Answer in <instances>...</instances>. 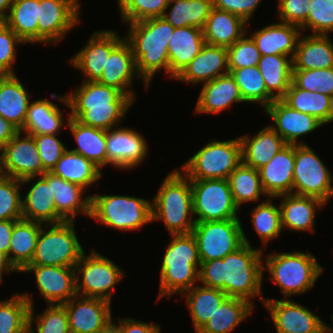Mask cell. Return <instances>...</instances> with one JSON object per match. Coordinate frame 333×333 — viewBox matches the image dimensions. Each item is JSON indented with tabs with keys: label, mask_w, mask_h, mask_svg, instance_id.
<instances>
[{
	"label": "cell",
	"mask_w": 333,
	"mask_h": 333,
	"mask_svg": "<svg viewBox=\"0 0 333 333\" xmlns=\"http://www.w3.org/2000/svg\"><path fill=\"white\" fill-rule=\"evenodd\" d=\"M295 145L287 144L266 165L258 169L263 190L268 197L292 194Z\"/></svg>",
	"instance_id": "24"
},
{
	"label": "cell",
	"mask_w": 333,
	"mask_h": 333,
	"mask_svg": "<svg viewBox=\"0 0 333 333\" xmlns=\"http://www.w3.org/2000/svg\"><path fill=\"white\" fill-rule=\"evenodd\" d=\"M25 44L5 23L0 22V75H15L16 45Z\"/></svg>",
	"instance_id": "55"
},
{
	"label": "cell",
	"mask_w": 333,
	"mask_h": 333,
	"mask_svg": "<svg viewBox=\"0 0 333 333\" xmlns=\"http://www.w3.org/2000/svg\"><path fill=\"white\" fill-rule=\"evenodd\" d=\"M312 0H278L277 9L281 22L298 26L302 33L306 30V19Z\"/></svg>",
	"instance_id": "57"
},
{
	"label": "cell",
	"mask_w": 333,
	"mask_h": 333,
	"mask_svg": "<svg viewBox=\"0 0 333 333\" xmlns=\"http://www.w3.org/2000/svg\"><path fill=\"white\" fill-rule=\"evenodd\" d=\"M62 179L87 189L100 180L103 172L82 155L67 149L50 171Z\"/></svg>",
	"instance_id": "40"
},
{
	"label": "cell",
	"mask_w": 333,
	"mask_h": 333,
	"mask_svg": "<svg viewBox=\"0 0 333 333\" xmlns=\"http://www.w3.org/2000/svg\"><path fill=\"white\" fill-rule=\"evenodd\" d=\"M195 222L239 219L227 179L191 180Z\"/></svg>",
	"instance_id": "13"
},
{
	"label": "cell",
	"mask_w": 333,
	"mask_h": 333,
	"mask_svg": "<svg viewBox=\"0 0 333 333\" xmlns=\"http://www.w3.org/2000/svg\"><path fill=\"white\" fill-rule=\"evenodd\" d=\"M261 0H213V7L241 17L249 24Z\"/></svg>",
	"instance_id": "58"
},
{
	"label": "cell",
	"mask_w": 333,
	"mask_h": 333,
	"mask_svg": "<svg viewBox=\"0 0 333 333\" xmlns=\"http://www.w3.org/2000/svg\"><path fill=\"white\" fill-rule=\"evenodd\" d=\"M21 187L19 179L0 175V220L22 219Z\"/></svg>",
	"instance_id": "51"
},
{
	"label": "cell",
	"mask_w": 333,
	"mask_h": 333,
	"mask_svg": "<svg viewBox=\"0 0 333 333\" xmlns=\"http://www.w3.org/2000/svg\"><path fill=\"white\" fill-rule=\"evenodd\" d=\"M147 154L148 144L138 131L126 127L106 130L107 165L130 170L145 161Z\"/></svg>",
	"instance_id": "17"
},
{
	"label": "cell",
	"mask_w": 333,
	"mask_h": 333,
	"mask_svg": "<svg viewBox=\"0 0 333 333\" xmlns=\"http://www.w3.org/2000/svg\"><path fill=\"white\" fill-rule=\"evenodd\" d=\"M111 303L102 298L76 295L65 306L70 333H101L111 319Z\"/></svg>",
	"instance_id": "20"
},
{
	"label": "cell",
	"mask_w": 333,
	"mask_h": 333,
	"mask_svg": "<svg viewBox=\"0 0 333 333\" xmlns=\"http://www.w3.org/2000/svg\"><path fill=\"white\" fill-rule=\"evenodd\" d=\"M67 118V127L77 144V148L71 151L82 155L102 171L107 165L106 130L84 125L68 115Z\"/></svg>",
	"instance_id": "34"
},
{
	"label": "cell",
	"mask_w": 333,
	"mask_h": 333,
	"mask_svg": "<svg viewBox=\"0 0 333 333\" xmlns=\"http://www.w3.org/2000/svg\"><path fill=\"white\" fill-rule=\"evenodd\" d=\"M330 169L308 144L295 145L292 194L313 196L327 204L333 197Z\"/></svg>",
	"instance_id": "12"
},
{
	"label": "cell",
	"mask_w": 333,
	"mask_h": 333,
	"mask_svg": "<svg viewBox=\"0 0 333 333\" xmlns=\"http://www.w3.org/2000/svg\"><path fill=\"white\" fill-rule=\"evenodd\" d=\"M39 0H14L5 23L25 44L38 43Z\"/></svg>",
	"instance_id": "44"
},
{
	"label": "cell",
	"mask_w": 333,
	"mask_h": 333,
	"mask_svg": "<svg viewBox=\"0 0 333 333\" xmlns=\"http://www.w3.org/2000/svg\"><path fill=\"white\" fill-rule=\"evenodd\" d=\"M247 25L241 17L213 7L203 28L205 43L228 48L249 33Z\"/></svg>",
	"instance_id": "32"
},
{
	"label": "cell",
	"mask_w": 333,
	"mask_h": 333,
	"mask_svg": "<svg viewBox=\"0 0 333 333\" xmlns=\"http://www.w3.org/2000/svg\"><path fill=\"white\" fill-rule=\"evenodd\" d=\"M134 77L141 79L136 71V62L131 46L124 39L110 53L103 68L102 76L97 82L113 87L135 101L134 91L130 89Z\"/></svg>",
	"instance_id": "23"
},
{
	"label": "cell",
	"mask_w": 333,
	"mask_h": 333,
	"mask_svg": "<svg viewBox=\"0 0 333 333\" xmlns=\"http://www.w3.org/2000/svg\"><path fill=\"white\" fill-rule=\"evenodd\" d=\"M90 217L113 229L135 231L152 223V202L125 195L91 194Z\"/></svg>",
	"instance_id": "7"
},
{
	"label": "cell",
	"mask_w": 333,
	"mask_h": 333,
	"mask_svg": "<svg viewBox=\"0 0 333 333\" xmlns=\"http://www.w3.org/2000/svg\"><path fill=\"white\" fill-rule=\"evenodd\" d=\"M152 202V221H163L170 235L191 233L193 196L191 180L181 170L169 172Z\"/></svg>",
	"instance_id": "4"
},
{
	"label": "cell",
	"mask_w": 333,
	"mask_h": 333,
	"mask_svg": "<svg viewBox=\"0 0 333 333\" xmlns=\"http://www.w3.org/2000/svg\"><path fill=\"white\" fill-rule=\"evenodd\" d=\"M277 333H327V323L310 309L290 299H264Z\"/></svg>",
	"instance_id": "16"
},
{
	"label": "cell",
	"mask_w": 333,
	"mask_h": 333,
	"mask_svg": "<svg viewBox=\"0 0 333 333\" xmlns=\"http://www.w3.org/2000/svg\"><path fill=\"white\" fill-rule=\"evenodd\" d=\"M279 204L283 229L297 232H314L317 210L326 205L321 199L313 196L283 194ZM283 200V201H282Z\"/></svg>",
	"instance_id": "26"
},
{
	"label": "cell",
	"mask_w": 333,
	"mask_h": 333,
	"mask_svg": "<svg viewBox=\"0 0 333 333\" xmlns=\"http://www.w3.org/2000/svg\"><path fill=\"white\" fill-rule=\"evenodd\" d=\"M63 116L54 102L48 99L35 100L29 104L21 131L28 134H58L62 127H67L68 119L65 122Z\"/></svg>",
	"instance_id": "38"
},
{
	"label": "cell",
	"mask_w": 333,
	"mask_h": 333,
	"mask_svg": "<svg viewBox=\"0 0 333 333\" xmlns=\"http://www.w3.org/2000/svg\"><path fill=\"white\" fill-rule=\"evenodd\" d=\"M235 204L240 207L244 203L256 202L263 195L260 174L257 169L245 165L243 162L227 178Z\"/></svg>",
	"instance_id": "45"
},
{
	"label": "cell",
	"mask_w": 333,
	"mask_h": 333,
	"mask_svg": "<svg viewBox=\"0 0 333 333\" xmlns=\"http://www.w3.org/2000/svg\"><path fill=\"white\" fill-rule=\"evenodd\" d=\"M228 73L227 48L205 44L200 53L175 80L189 84H201Z\"/></svg>",
	"instance_id": "25"
},
{
	"label": "cell",
	"mask_w": 333,
	"mask_h": 333,
	"mask_svg": "<svg viewBox=\"0 0 333 333\" xmlns=\"http://www.w3.org/2000/svg\"><path fill=\"white\" fill-rule=\"evenodd\" d=\"M23 272H33L37 288L47 304H63L76 294L75 267L28 265Z\"/></svg>",
	"instance_id": "22"
},
{
	"label": "cell",
	"mask_w": 333,
	"mask_h": 333,
	"mask_svg": "<svg viewBox=\"0 0 333 333\" xmlns=\"http://www.w3.org/2000/svg\"><path fill=\"white\" fill-rule=\"evenodd\" d=\"M160 269L158 300L183 294L199 281L200 259L192 233L172 234Z\"/></svg>",
	"instance_id": "5"
},
{
	"label": "cell",
	"mask_w": 333,
	"mask_h": 333,
	"mask_svg": "<svg viewBox=\"0 0 333 333\" xmlns=\"http://www.w3.org/2000/svg\"><path fill=\"white\" fill-rule=\"evenodd\" d=\"M85 253L75 265L76 294L111 302L113 289L125 276L122 268L97 250Z\"/></svg>",
	"instance_id": "10"
},
{
	"label": "cell",
	"mask_w": 333,
	"mask_h": 333,
	"mask_svg": "<svg viewBox=\"0 0 333 333\" xmlns=\"http://www.w3.org/2000/svg\"><path fill=\"white\" fill-rule=\"evenodd\" d=\"M19 130L0 115V149L5 146Z\"/></svg>",
	"instance_id": "61"
},
{
	"label": "cell",
	"mask_w": 333,
	"mask_h": 333,
	"mask_svg": "<svg viewBox=\"0 0 333 333\" xmlns=\"http://www.w3.org/2000/svg\"><path fill=\"white\" fill-rule=\"evenodd\" d=\"M297 111L315 116L324 125L333 122V98L320 92H311L290 84L281 98Z\"/></svg>",
	"instance_id": "39"
},
{
	"label": "cell",
	"mask_w": 333,
	"mask_h": 333,
	"mask_svg": "<svg viewBox=\"0 0 333 333\" xmlns=\"http://www.w3.org/2000/svg\"><path fill=\"white\" fill-rule=\"evenodd\" d=\"M42 160L43 168L51 171L63 153L67 150L64 143L57 138L58 134H31Z\"/></svg>",
	"instance_id": "56"
},
{
	"label": "cell",
	"mask_w": 333,
	"mask_h": 333,
	"mask_svg": "<svg viewBox=\"0 0 333 333\" xmlns=\"http://www.w3.org/2000/svg\"><path fill=\"white\" fill-rule=\"evenodd\" d=\"M34 300L28 293L0 301V333H28V316Z\"/></svg>",
	"instance_id": "46"
},
{
	"label": "cell",
	"mask_w": 333,
	"mask_h": 333,
	"mask_svg": "<svg viewBox=\"0 0 333 333\" xmlns=\"http://www.w3.org/2000/svg\"><path fill=\"white\" fill-rule=\"evenodd\" d=\"M302 34L298 26L285 22L269 24L251 33L261 56L285 55L293 59Z\"/></svg>",
	"instance_id": "27"
},
{
	"label": "cell",
	"mask_w": 333,
	"mask_h": 333,
	"mask_svg": "<svg viewBox=\"0 0 333 333\" xmlns=\"http://www.w3.org/2000/svg\"><path fill=\"white\" fill-rule=\"evenodd\" d=\"M236 102L245 103L235 79L228 73L203 83L195 112L217 114L231 108Z\"/></svg>",
	"instance_id": "28"
},
{
	"label": "cell",
	"mask_w": 333,
	"mask_h": 333,
	"mask_svg": "<svg viewBox=\"0 0 333 333\" xmlns=\"http://www.w3.org/2000/svg\"><path fill=\"white\" fill-rule=\"evenodd\" d=\"M85 189L52 173V192L57 214L64 221H74L79 214L90 217L91 197H83Z\"/></svg>",
	"instance_id": "35"
},
{
	"label": "cell",
	"mask_w": 333,
	"mask_h": 333,
	"mask_svg": "<svg viewBox=\"0 0 333 333\" xmlns=\"http://www.w3.org/2000/svg\"><path fill=\"white\" fill-rule=\"evenodd\" d=\"M267 91L275 98L281 99L292 83V58L285 55H264L257 65Z\"/></svg>",
	"instance_id": "42"
},
{
	"label": "cell",
	"mask_w": 333,
	"mask_h": 333,
	"mask_svg": "<svg viewBox=\"0 0 333 333\" xmlns=\"http://www.w3.org/2000/svg\"><path fill=\"white\" fill-rule=\"evenodd\" d=\"M2 281H3V278L0 276V283H2Z\"/></svg>",
	"instance_id": "66"
},
{
	"label": "cell",
	"mask_w": 333,
	"mask_h": 333,
	"mask_svg": "<svg viewBox=\"0 0 333 333\" xmlns=\"http://www.w3.org/2000/svg\"><path fill=\"white\" fill-rule=\"evenodd\" d=\"M28 90L15 75H0V115L19 131L24 127L30 104Z\"/></svg>",
	"instance_id": "30"
},
{
	"label": "cell",
	"mask_w": 333,
	"mask_h": 333,
	"mask_svg": "<svg viewBox=\"0 0 333 333\" xmlns=\"http://www.w3.org/2000/svg\"><path fill=\"white\" fill-rule=\"evenodd\" d=\"M244 244L223 259L201 262L199 281L201 285L221 289L228 297L250 299L262 296L263 249Z\"/></svg>",
	"instance_id": "1"
},
{
	"label": "cell",
	"mask_w": 333,
	"mask_h": 333,
	"mask_svg": "<svg viewBox=\"0 0 333 333\" xmlns=\"http://www.w3.org/2000/svg\"><path fill=\"white\" fill-rule=\"evenodd\" d=\"M242 163L240 138L211 140L199 149L187 162L182 172L190 180L227 179Z\"/></svg>",
	"instance_id": "8"
},
{
	"label": "cell",
	"mask_w": 333,
	"mask_h": 333,
	"mask_svg": "<svg viewBox=\"0 0 333 333\" xmlns=\"http://www.w3.org/2000/svg\"><path fill=\"white\" fill-rule=\"evenodd\" d=\"M203 29L175 28L168 44L169 78L175 79L205 45Z\"/></svg>",
	"instance_id": "29"
},
{
	"label": "cell",
	"mask_w": 333,
	"mask_h": 333,
	"mask_svg": "<svg viewBox=\"0 0 333 333\" xmlns=\"http://www.w3.org/2000/svg\"><path fill=\"white\" fill-rule=\"evenodd\" d=\"M119 324L114 323L113 318L105 324L101 333H121V318L119 319Z\"/></svg>",
	"instance_id": "64"
},
{
	"label": "cell",
	"mask_w": 333,
	"mask_h": 333,
	"mask_svg": "<svg viewBox=\"0 0 333 333\" xmlns=\"http://www.w3.org/2000/svg\"><path fill=\"white\" fill-rule=\"evenodd\" d=\"M292 83L311 92H320L333 98V67L318 70L293 69Z\"/></svg>",
	"instance_id": "52"
},
{
	"label": "cell",
	"mask_w": 333,
	"mask_h": 333,
	"mask_svg": "<svg viewBox=\"0 0 333 333\" xmlns=\"http://www.w3.org/2000/svg\"><path fill=\"white\" fill-rule=\"evenodd\" d=\"M260 57L255 41L245 33L237 42L227 48L229 73L234 69L257 66Z\"/></svg>",
	"instance_id": "53"
},
{
	"label": "cell",
	"mask_w": 333,
	"mask_h": 333,
	"mask_svg": "<svg viewBox=\"0 0 333 333\" xmlns=\"http://www.w3.org/2000/svg\"><path fill=\"white\" fill-rule=\"evenodd\" d=\"M18 272L10 263L8 256L0 251V276L3 278V274L10 272Z\"/></svg>",
	"instance_id": "62"
},
{
	"label": "cell",
	"mask_w": 333,
	"mask_h": 333,
	"mask_svg": "<svg viewBox=\"0 0 333 333\" xmlns=\"http://www.w3.org/2000/svg\"><path fill=\"white\" fill-rule=\"evenodd\" d=\"M0 153V175L22 180L46 172L31 134L19 131Z\"/></svg>",
	"instance_id": "14"
},
{
	"label": "cell",
	"mask_w": 333,
	"mask_h": 333,
	"mask_svg": "<svg viewBox=\"0 0 333 333\" xmlns=\"http://www.w3.org/2000/svg\"><path fill=\"white\" fill-rule=\"evenodd\" d=\"M230 74L235 79L245 103H260L265 109L275 100L267 91L262 74L257 66L234 69Z\"/></svg>",
	"instance_id": "47"
},
{
	"label": "cell",
	"mask_w": 333,
	"mask_h": 333,
	"mask_svg": "<svg viewBox=\"0 0 333 333\" xmlns=\"http://www.w3.org/2000/svg\"><path fill=\"white\" fill-rule=\"evenodd\" d=\"M301 34L295 55L293 69L318 70L333 67V41L329 35ZM330 38V39H329Z\"/></svg>",
	"instance_id": "33"
},
{
	"label": "cell",
	"mask_w": 333,
	"mask_h": 333,
	"mask_svg": "<svg viewBox=\"0 0 333 333\" xmlns=\"http://www.w3.org/2000/svg\"><path fill=\"white\" fill-rule=\"evenodd\" d=\"M212 8L213 0H169L163 18L174 28L203 29ZM168 9L171 10L168 12Z\"/></svg>",
	"instance_id": "43"
},
{
	"label": "cell",
	"mask_w": 333,
	"mask_h": 333,
	"mask_svg": "<svg viewBox=\"0 0 333 333\" xmlns=\"http://www.w3.org/2000/svg\"><path fill=\"white\" fill-rule=\"evenodd\" d=\"M79 14V0H39L38 43H59L80 23Z\"/></svg>",
	"instance_id": "15"
},
{
	"label": "cell",
	"mask_w": 333,
	"mask_h": 333,
	"mask_svg": "<svg viewBox=\"0 0 333 333\" xmlns=\"http://www.w3.org/2000/svg\"><path fill=\"white\" fill-rule=\"evenodd\" d=\"M42 225L44 224L24 219L14 224L10 239L9 261L20 273L32 261Z\"/></svg>",
	"instance_id": "36"
},
{
	"label": "cell",
	"mask_w": 333,
	"mask_h": 333,
	"mask_svg": "<svg viewBox=\"0 0 333 333\" xmlns=\"http://www.w3.org/2000/svg\"><path fill=\"white\" fill-rule=\"evenodd\" d=\"M122 23L163 17L169 0H117Z\"/></svg>",
	"instance_id": "50"
},
{
	"label": "cell",
	"mask_w": 333,
	"mask_h": 333,
	"mask_svg": "<svg viewBox=\"0 0 333 333\" xmlns=\"http://www.w3.org/2000/svg\"><path fill=\"white\" fill-rule=\"evenodd\" d=\"M273 199L274 197H267V200L261 201L251 212L252 225L264 246L269 241L276 240L283 231L280 207L272 202Z\"/></svg>",
	"instance_id": "48"
},
{
	"label": "cell",
	"mask_w": 333,
	"mask_h": 333,
	"mask_svg": "<svg viewBox=\"0 0 333 333\" xmlns=\"http://www.w3.org/2000/svg\"><path fill=\"white\" fill-rule=\"evenodd\" d=\"M127 24L124 38L131 46L136 71L148 90L158 71L164 70L169 75L168 44L175 28L163 17Z\"/></svg>",
	"instance_id": "3"
},
{
	"label": "cell",
	"mask_w": 333,
	"mask_h": 333,
	"mask_svg": "<svg viewBox=\"0 0 333 333\" xmlns=\"http://www.w3.org/2000/svg\"><path fill=\"white\" fill-rule=\"evenodd\" d=\"M307 252L272 253L263 259V270L270 273L269 281L278 285L284 299L309 291L324 271L315 256Z\"/></svg>",
	"instance_id": "6"
},
{
	"label": "cell",
	"mask_w": 333,
	"mask_h": 333,
	"mask_svg": "<svg viewBox=\"0 0 333 333\" xmlns=\"http://www.w3.org/2000/svg\"><path fill=\"white\" fill-rule=\"evenodd\" d=\"M331 320L333 321V314L331 315ZM332 325H333V323H332ZM327 333H333V326L331 327V326H329V325H327Z\"/></svg>",
	"instance_id": "65"
},
{
	"label": "cell",
	"mask_w": 333,
	"mask_h": 333,
	"mask_svg": "<svg viewBox=\"0 0 333 333\" xmlns=\"http://www.w3.org/2000/svg\"><path fill=\"white\" fill-rule=\"evenodd\" d=\"M161 327L157 323L136 321L133 318H121V333H160Z\"/></svg>",
	"instance_id": "59"
},
{
	"label": "cell",
	"mask_w": 333,
	"mask_h": 333,
	"mask_svg": "<svg viewBox=\"0 0 333 333\" xmlns=\"http://www.w3.org/2000/svg\"><path fill=\"white\" fill-rule=\"evenodd\" d=\"M34 314V305H31L28 316V333H34V330L36 333H70L68 316L63 304H48L47 309L40 315ZM35 320L36 329L33 328Z\"/></svg>",
	"instance_id": "49"
},
{
	"label": "cell",
	"mask_w": 333,
	"mask_h": 333,
	"mask_svg": "<svg viewBox=\"0 0 333 333\" xmlns=\"http://www.w3.org/2000/svg\"><path fill=\"white\" fill-rule=\"evenodd\" d=\"M18 220H0V251L8 256L14 224Z\"/></svg>",
	"instance_id": "60"
},
{
	"label": "cell",
	"mask_w": 333,
	"mask_h": 333,
	"mask_svg": "<svg viewBox=\"0 0 333 333\" xmlns=\"http://www.w3.org/2000/svg\"><path fill=\"white\" fill-rule=\"evenodd\" d=\"M306 19V31L312 35H329L333 31V0H312Z\"/></svg>",
	"instance_id": "54"
},
{
	"label": "cell",
	"mask_w": 333,
	"mask_h": 333,
	"mask_svg": "<svg viewBox=\"0 0 333 333\" xmlns=\"http://www.w3.org/2000/svg\"><path fill=\"white\" fill-rule=\"evenodd\" d=\"M51 97L70 109L71 118L104 130L118 127L134 103L121 91L97 81H82L74 92L60 96L52 93Z\"/></svg>",
	"instance_id": "2"
},
{
	"label": "cell",
	"mask_w": 333,
	"mask_h": 333,
	"mask_svg": "<svg viewBox=\"0 0 333 333\" xmlns=\"http://www.w3.org/2000/svg\"><path fill=\"white\" fill-rule=\"evenodd\" d=\"M113 30L92 33L84 47L69 62L83 73V81H98L110 53L125 39Z\"/></svg>",
	"instance_id": "18"
},
{
	"label": "cell",
	"mask_w": 333,
	"mask_h": 333,
	"mask_svg": "<svg viewBox=\"0 0 333 333\" xmlns=\"http://www.w3.org/2000/svg\"><path fill=\"white\" fill-rule=\"evenodd\" d=\"M14 0H0V22H5Z\"/></svg>",
	"instance_id": "63"
},
{
	"label": "cell",
	"mask_w": 333,
	"mask_h": 333,
	"mask_svg": "<svg viewBox=\"0 0 333 333\" xmlns=\"http://www.w3.org/2000/svg\"><path fill=\"white\" fill-rule=\"evenodd\" d=\"M74 226V221L42 225L29 265L75 267L84 249Z\"/></svg>",
	"instance_id": "9"
},
{
	"label": "cell",
	"mask_w": 333,
	"mask_h": 333,
	"mask_svg": "<svg viewBox=\"0 0 333 333\" xmlns=\"http://www.w3.org/2000/svg\"><path fill=\"white\" fill-rule=\"evenodd\" d=\"M24 178L22 185L31 183L29 191L22 197V219L43 224H58L64 220L57 214L52 192V172L46 171L38 176Z\"/></svg>",
	"instance_id": "19"
},
{
	"label": "cell",
	"mask_w": 333,
	"mask_h": 333,
	"mask_svg": "<svg viewBox=\"0 0 333 333\" xmlns=\"http://www.w3.org/2000/svg\"><path fill=\"white\" fill-rule=\"evenodd\" d=\"M254 305L242 298L228 297L197 333H232L253 312Z\"/></svg>",
	"instance_id": "41"
},
{
	"label": "cell",
	"mask_w": 333,
	"mask_h": 333,
	"mask_svg": "<svg viewBox=\"0 0 333 333\" xmlns=\"http://www.w3.org/2000/svg\"><path fill=\"white\" fill-rule=\"evenodd\" d=\"M200 262L223 259L244 244L251 245L240 219L195 222L192 229Z\"/></svg>",
	"instance_id": "11"
},
{
	"label": "cell",
	"mask_w": 333,
	"mask_h": 333,
	"mask_svg": "<svg viewBox=\"0 0 333 333\" xmlns=\"http://www.w3.org/2000/svg\"><path fill=\"white\" fill-rule=\"evenodd\" d=\"M251 137L248 134L239 137L242 145V162L257 170L287 145L268 125Z\"/></svg>",
	"instance_id": "31"
},
{
	"label": "cell",
	"mask_w": 333,
	"mask_h": 333,
	"mask_svg": "<svg viewBox=\"0 0 333 333\" xmlns=\"http://www.w3.org/2000/svg\"><path fill=\"white\" fill-rule=\"evenodd\" d=\"M264 112L273 119L270 127L277 132L287 144H306L300 137L309 134L324 125L315 116L295 110L282 99H275Z\"/></svg>",
	"instance_id": "21"
},
{
	"label": "cell",
	"mask_w": 333,
	"mask_h": 333,
	"mask_svg": "<svg viewBox=\"0 0 333 333\" xmlns=\"http://www.w3.org/2000/svg\"><path fill=\"white\" fill-rule=\"evenodd\" d=\"M186 304L197 333L204 324L216 313L222 303L228 298L221 289L199 286L198 284L185 291Z\"/></svg>",
	"instance_id": "37"
}]
</instances>
